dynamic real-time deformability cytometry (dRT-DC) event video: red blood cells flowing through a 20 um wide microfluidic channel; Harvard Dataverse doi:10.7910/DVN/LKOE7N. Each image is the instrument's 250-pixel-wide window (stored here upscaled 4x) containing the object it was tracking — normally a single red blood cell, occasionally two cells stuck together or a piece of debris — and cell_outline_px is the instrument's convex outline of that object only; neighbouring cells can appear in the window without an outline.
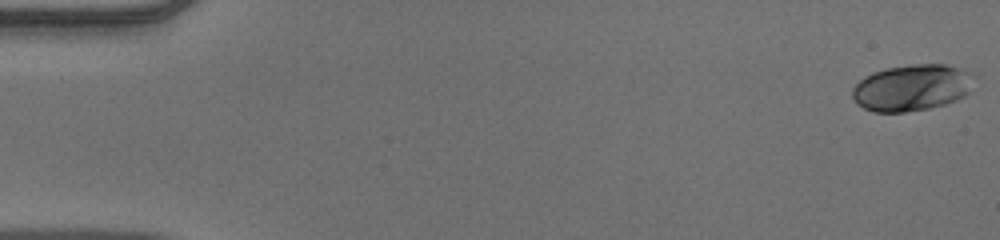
{"species": "human", "species_latin": "Homo sapiens", "temperature_condition": "warm", "stored_images_in_passage": 53, "camera_frame_rate_fps": 3000, "um_per_image_px": 0.085, "donor": {"sex": "male"}, "frame": {"image": 1, "passage_image": 1, "time_ms": 0.0, "image_size_px": [1000, 240], "cell_outline_px": [[968, 92], [964, 96], [956, 100], [944, 104], [928, 108], [904, 112], [872, 112], [856, 104], [852, 96], [852, 88], [864, 76], [872, 72], [884, 68], [912, 64], [944, 64], [956, 68], [964, 72], [968, 76]], "centroid_in_image_um": [77.36, 7.46], "position_along_channel_um": 7.6, "area_um2": 32.31}}
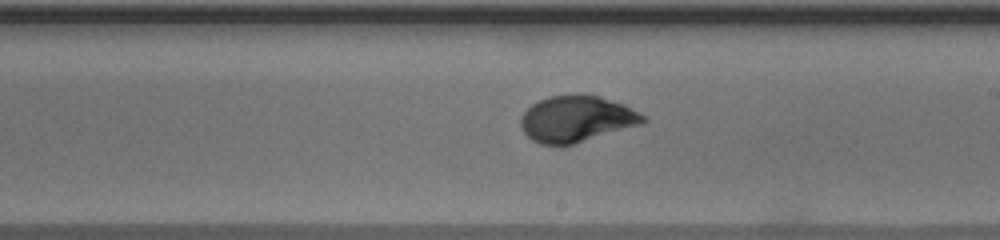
{"frame": {"image": 2, "passage_image": 31, "time_ms": 10.0, "image_size_px": [1000, 240], "cell_outline_px": [[648, 120], [640, 124], [560, 148], [540, 144], [532, 140], [524, 132], [520, 124], [520, 116], [532, 104], [548, 96], [576, 92], [580, 92], [596, 96], [624, 104], [644, 116]], "centroid_in_image_um": [48.94, 10.11], "position_along_channel_um": 240.1, "area_um2": 33.35}}
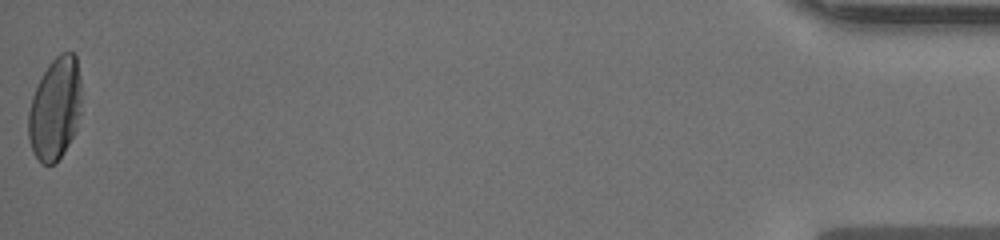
{"frame": {"image": 3, "passage_image": 53, "time_ms": 17.333, "image_size_px": [1000, 240], "cell_outline_px": [[80, 112], [76, 128], [68, 144], [56, 164], [40, 164], [32, 148], [28, 136], [28, 112], [32, 96], [48, 64], [60, 52], [72, 52], [76, 56], [80, 76]], "centroid_in_image_um": [4.68, 9.24], "position_along_channel_um": 430.5, "area_um2": 31.5}, "authors_computed_cell_mechanics": {"area_um2": 31.5588, "velocity_mm_per_s": 3.9109, "shape_relaxation_time_tau1_ms": 4.0692, "shape_relaxation_time_tau2_ms": null, "deformation_change_tau1": 0.1947, "deformation_change_tau2": null}}